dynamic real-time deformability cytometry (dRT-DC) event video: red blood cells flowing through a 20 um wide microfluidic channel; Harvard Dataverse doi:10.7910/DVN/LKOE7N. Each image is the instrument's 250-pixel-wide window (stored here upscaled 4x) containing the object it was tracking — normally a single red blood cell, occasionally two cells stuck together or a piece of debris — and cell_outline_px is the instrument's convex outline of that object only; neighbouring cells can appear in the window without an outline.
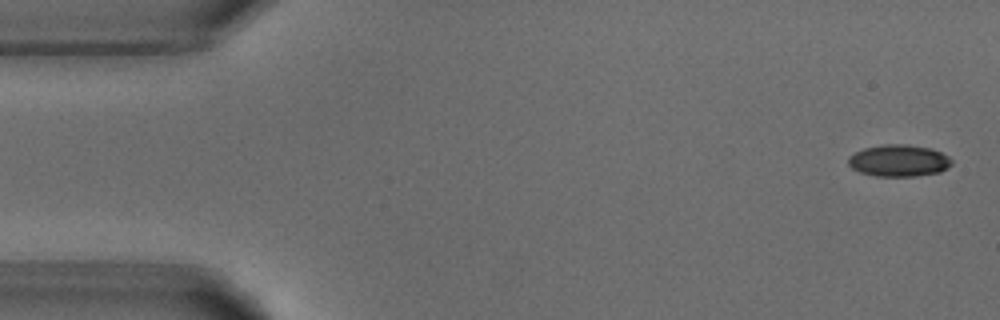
{"species": "common noctule bat (a hibernating species)", "species_latin": "Nyctalus noctula", "temperature_condition": "warm", "stored_images_in_passage": 4, "camera_frame_rate_fps": 3000, "um_per_image_px": 0.085, "animal": {"sex": "male", "body_mass_g": 18.8}, "frame": {"image": 1, "passage_image": 1, "time_ms": 0.0, "image_size_px": [1000, 320], "cell_outline_px": [[952, 164], [948, 168], [940, 172], [916, 176], [876, 176], [860, 172], [852, 168], [848, 164], [848, 156], [864, 148], [884, 144], [908, 144], [932, 148], [948, 156], [952, 160]], "centroid_in_image_um": [76.41, 13.65], "position_along_channel_um": 8.6, "area_um2": 19.31}}
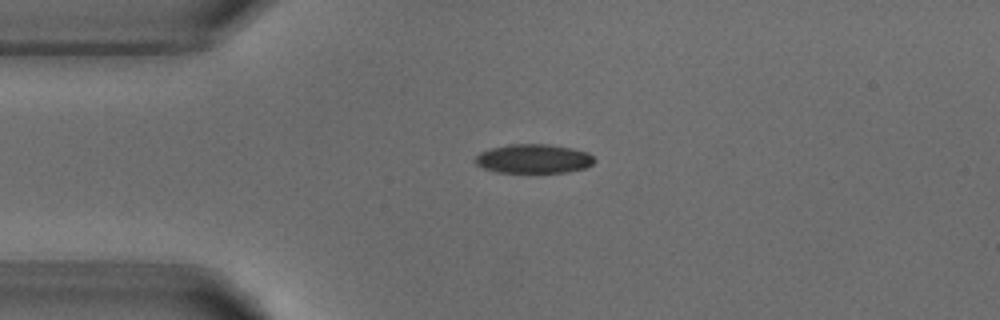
{"frame": {"image": 2, "passage_image": 3, "time_ms": 3.333, "image_size_px": [1000, 320], "cell_outline_px": [[596, 160], [592, 164], [584, 168], [568, 172], [496, 172], [484, 168], [476, 164], [472, 160], [480, 152], [492, 148], [508, 144], [548, 144], [572, 148], [588, 152]], "centroid_in_image_um": [45.34, 13.49], "position_along_channel_um": 39.7, "area_um2": 20.23}}